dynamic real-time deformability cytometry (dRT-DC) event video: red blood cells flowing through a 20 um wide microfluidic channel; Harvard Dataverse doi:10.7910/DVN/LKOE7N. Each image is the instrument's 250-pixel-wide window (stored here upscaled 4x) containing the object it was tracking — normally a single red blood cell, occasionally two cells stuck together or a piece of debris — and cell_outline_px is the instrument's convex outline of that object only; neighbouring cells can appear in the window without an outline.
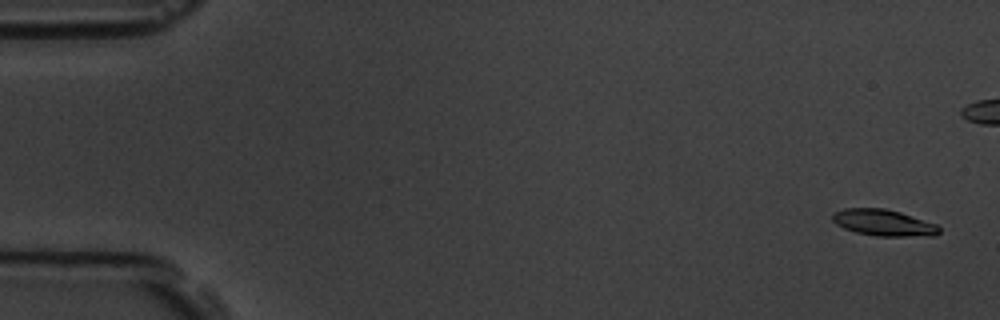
{"species": "common noctule bat (a hibernating species)", "species_latin": "Nyctalus noctula", "temperature_condition": "room temperature", "stored_images_in_passage": 7, "camera_frame_rate_fps": 3000, "um_per_image_px": 0.085, "animal": {"sex": "male", "body_mass_g": 19.5, "forearm_length_mm": 54.6}, "frame": {"image": 1, "passage_image": 1, "time_ms": 0.0, "image_size_px": [1000, 320], "cell_outline_px": [[940, 232], [936, 236], [876, 236], [856, 232], [844, 228], [836, 224], [832, 220], [832, 212], [844, 208], [884, 208], [900, 212], [936, 224], [940, 228]], "centroid_in_image_um": [75.09, 18.93], "position_along_channel_um": 9.9, "area_um2": 16.47}}